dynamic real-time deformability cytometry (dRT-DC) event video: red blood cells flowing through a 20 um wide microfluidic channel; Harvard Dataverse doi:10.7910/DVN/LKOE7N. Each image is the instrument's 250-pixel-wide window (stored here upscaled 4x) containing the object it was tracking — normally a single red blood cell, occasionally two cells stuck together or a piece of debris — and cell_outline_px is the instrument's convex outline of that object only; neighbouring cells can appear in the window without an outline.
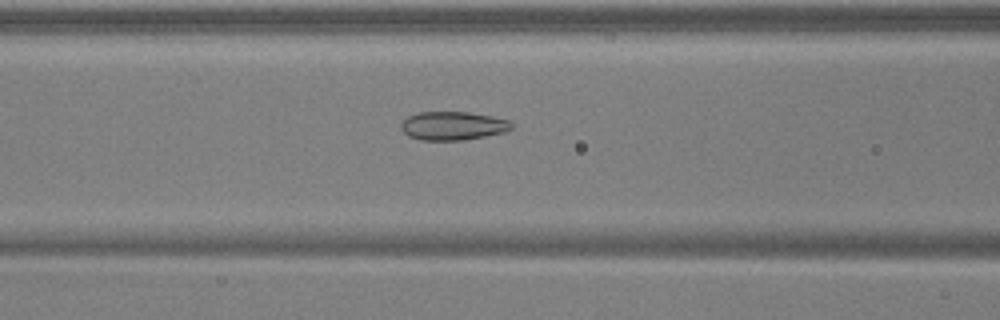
{"species": "common noctule bat (a hibernating species)", "species_latin": "Nyctalus noctula", "temperature_condition": "warm", "stored_images_in_passage": 47, "camera_frame_rate_fps": 3000, "um_per_image_px": 0.085, "animal": {"sex": "male", "body_mass_g": 17.9, "forearm_length_mm": 54.2}, "frame": {"image": 1, "passage_image": 22, "time_ms": 7.0, "image_size_px": [1000, 320], "cell_outline_px": [[512, 128], [504, 132], [464, 140], [420, 140], [408, 136], [400, 128], [400, 124], [408, 116], [420, 112], [468, 112], [492, 116], [512, 120]], "centroid_in_image_um": [38.5, 10.69], "position_along_channel_um": 128.1, "area_um2": 18.44}}
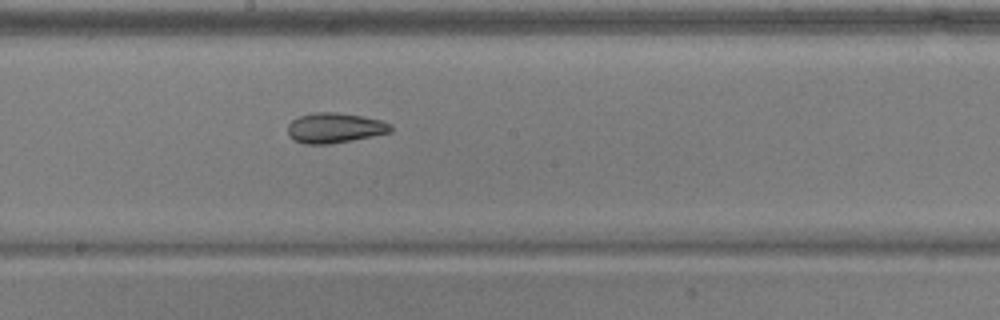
{"frame": {"image": 2, "passage_image": 29, "time_ms": 9.333, "image_size_px": [1000, 320], "cell_outline_px": [[392, 132], [352, 140], [328, 144], [304, 144], [296, 140], [288, 132], [288, 124], [292, 120], [300, 116], [316, 112], [336, 112], [360, 116], [380, 120], [388, 124], [392, 128]], "centroid_in_image_um": [28.45, 10.87], "position_along_channel_um": 219.8, "area_um2": 17.74}}
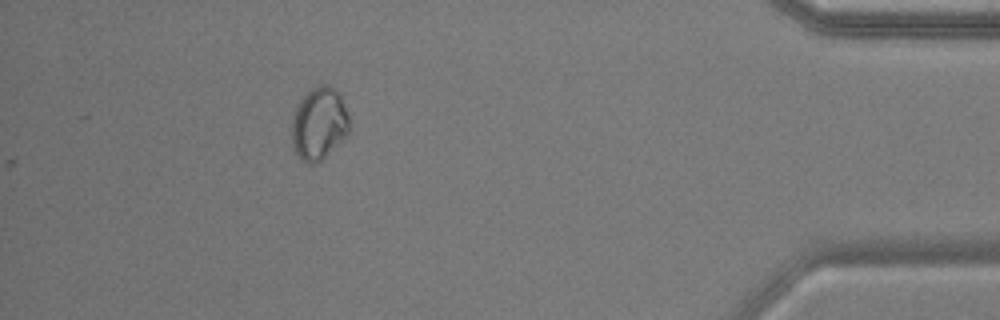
{"frame": {"image": 3, "passage_image": 47, "time_ms": 15.333, "image_size_px": [1000, 320], "cell_outline_px": [[348, 136], [316, 164], [308, 164], [300, 160], [292, 144], [292, 120], [296, 108], [304, 92], [316, 84], [328, 84], [340, 96], [348, 116]], "centroid_in_image_um": [27.09, 10.51], "position_along_channel_um": 408.1, "area_um2": 24.39}}